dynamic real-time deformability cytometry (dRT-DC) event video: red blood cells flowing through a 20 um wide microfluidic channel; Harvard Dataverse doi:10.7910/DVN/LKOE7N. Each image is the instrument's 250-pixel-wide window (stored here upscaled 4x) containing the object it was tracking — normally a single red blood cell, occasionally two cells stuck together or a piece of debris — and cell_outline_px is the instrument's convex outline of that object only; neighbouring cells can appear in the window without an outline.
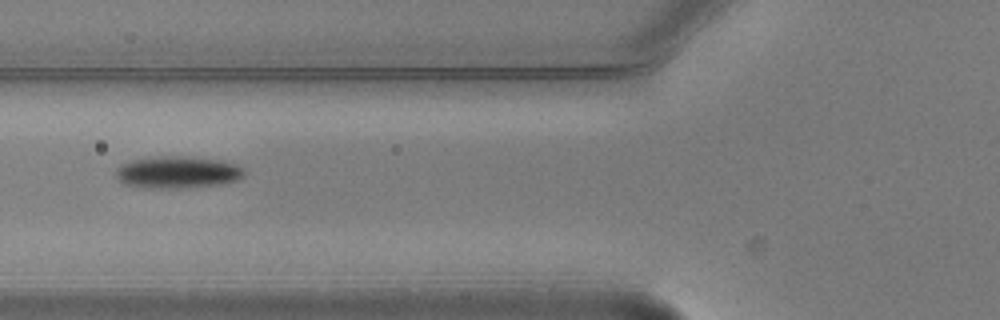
{"species": "common noctule bat (a hibernating species)", "species_latin": "Nyctalus noctula", "temperature_condition": "warm", "stored_images_in_passage": 6, "camera_frame_rate_fps": 3000, "um_per_image_px": 0.085, "animal": {"sex": "male", "body_mass_g": 20.5, "forearm_length_mm": 52.5}, "frame": {"image": 1, "passage_image": 4, "time_ms": 1.0, "image_size_px": [1000, 320], "cell_outline_px": [[244, 176], [236, 180], [220, 184], [184, 188], [144, 188], [124, 184], [116, 176], [116, 168], [120, 164], [132, 160], [160, 156], [180, 156], [220, 160], [244, 168]], "centroid_in_image_um": [15.05, 14.65], "position_along_channel_um": 110.7, "area_um2": 23.87}}
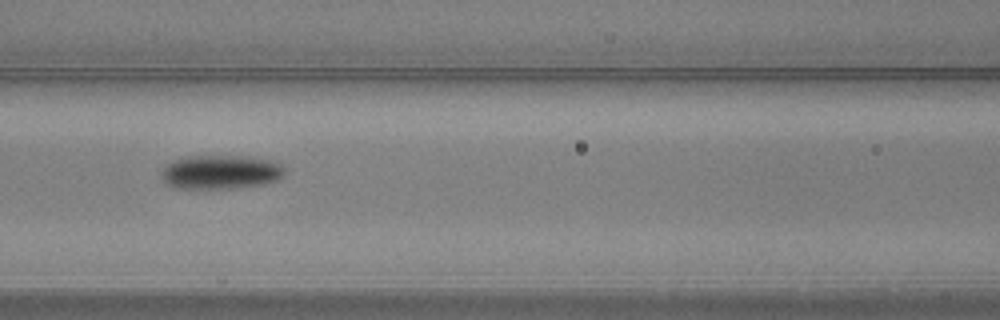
{"frame": {"image": 2, "passage_image": 5, "time_ms": 1.333, "image_size_px": [1000, 320], "cell_outline_px": [[284, 172], [276, 180], [264, 184], [232, 188], [172, 188], [164, 184], [164, 168], [168, 164], [176, 160], [188, 156], [244, 156], [272, 160], [280, 164], [284, 168]], "centroid_in_image_um": [18.76, 14.63], "position_along_channel_um": 147.8, "area_um2": 24.1}}
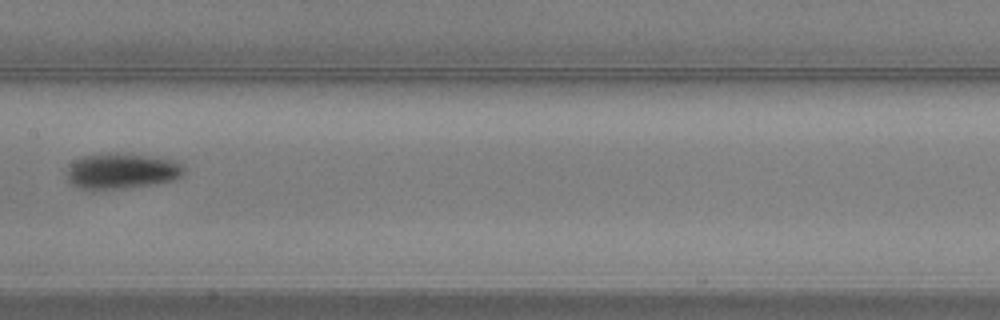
{"frame": {"image": 3, "passage_image": 6, "time_ms": 1.667, "image_size_px": [1000, 320], "cell_outline_px": [[184, 176], [176, 180], [160, 184], [132, 188], [80, 188], [72, 184], [68, 180], [68, 164], [72, 160], [84, 156], [112, 152], [176, 160], [184, 164]], "centroid_in_image_um": [10.42, 14.54], "position_along_channel_um": 197.0, "area_um2": 24.57}}